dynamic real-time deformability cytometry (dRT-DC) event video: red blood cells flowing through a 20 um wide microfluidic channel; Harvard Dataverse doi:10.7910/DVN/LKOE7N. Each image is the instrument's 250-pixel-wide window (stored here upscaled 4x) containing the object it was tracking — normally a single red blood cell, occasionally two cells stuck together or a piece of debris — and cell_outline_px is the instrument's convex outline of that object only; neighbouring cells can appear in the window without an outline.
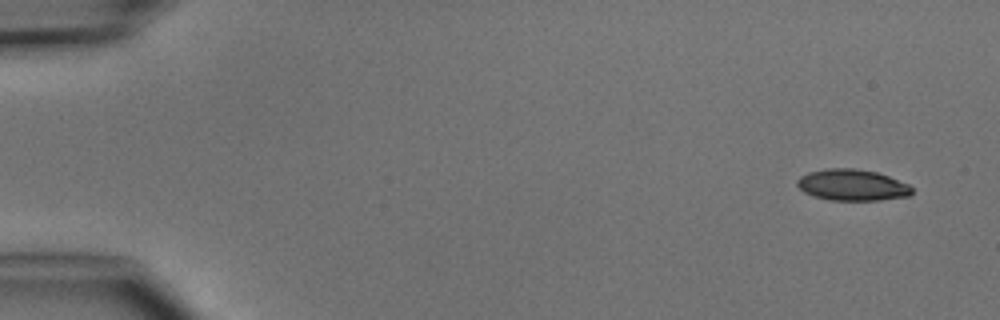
{"species": "common noctule bat (a hibernating species)", "species_latin": "Nyctalus noctula", "temperature_condition": "cold", "stored_images_in_passage": 5, "camera_frame_rate_fps": 3000, "um_per_image_px": 0.085, "animal": {"sex": "male", "body_mass_g": 15.6}, "frame": {"image": 1, "passage_image": 1, "time_ms": 0.0, "image_size_px": [1000, 320], "cell_outline_px": [[912, 192], [908, 196], [880, 200], [828, 200], [812, 196], [804, 192], [796, 184], [796, 180], [800, 176], [808, 172], [828, 168], [852, 168], [876, 172], [888, 176], [908, 184], [912, 188]], "centroid_in_image_um": [72.4, 15.73], "position_along_channel_um": 12.6, "area_um2": 20.92}}
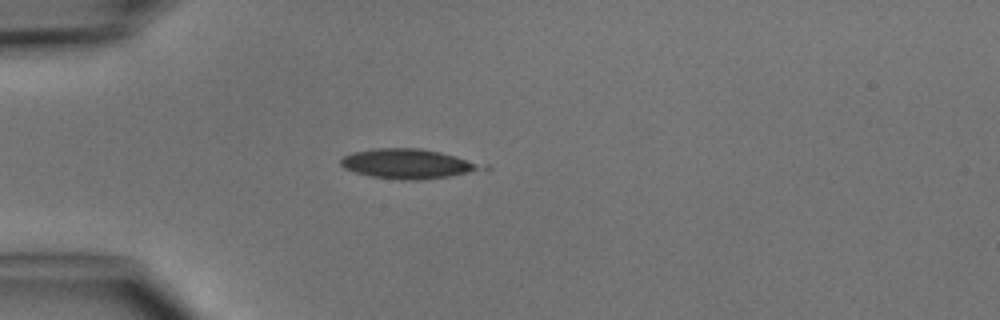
{"frame": {"image": 2, "passage_image": 4, "time_ms": 3.667, "image_size_px": [1000, 320], "cell_outline_px": [[492, 168], [488, 172], [416, 180], [400, 180], [372, 176], [356, 172], [344, 168], [340, 164], [340, 160], [344, 156], [352, 152], [372, 148], [420, 148], [440, 152], [488, 164]], "centroid_in_image_um": [34.86, 13.93], "position_along_channel_um": 50.1, "area_um2": 25.2}}